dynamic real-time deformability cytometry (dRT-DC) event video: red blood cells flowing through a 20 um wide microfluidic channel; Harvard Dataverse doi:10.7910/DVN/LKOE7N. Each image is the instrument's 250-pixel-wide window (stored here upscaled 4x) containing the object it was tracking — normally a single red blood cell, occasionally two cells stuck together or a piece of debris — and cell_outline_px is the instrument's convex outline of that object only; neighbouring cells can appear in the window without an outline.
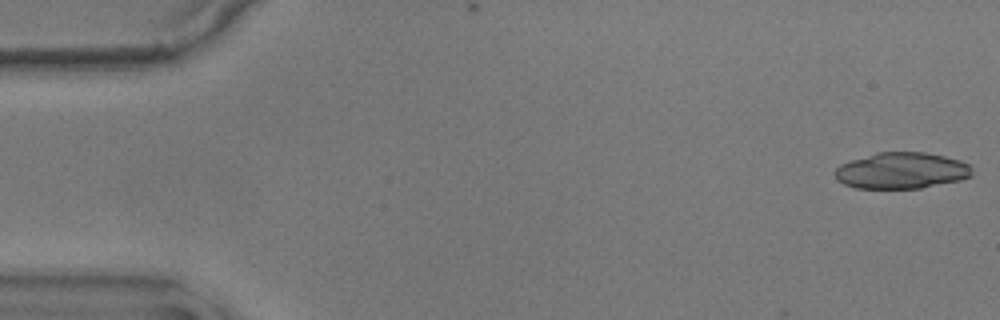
{"species": "common noctule bat (a hibernating species)", "species_latin": "Nyctalus noctula", "temperature_condition": "warm", "stored_images_in_passage": 12, "camera_frame_rate_fps": 3000, "um_per_image_px": 0.085, "animal": {"sex": "male", "body_mass_g": 17.9}, "frame": {"image": 1, "passage_image": 1, "time_ms": 0.0, "image_size_px": [1000, 320], "cell_outline_px": [[972, 176], [960, 180], [920, 188], [856, 188], [844, 184], [836, 180], [832, 172], [840, 164], [876, 152], [924, 152], [944, 156], [960, 160], [968, 164], [972, 168]], "centroid_in_image_um": [76.6, 14.5], "position_along_channel_um": 8.4, "area_um2": 29.07}}